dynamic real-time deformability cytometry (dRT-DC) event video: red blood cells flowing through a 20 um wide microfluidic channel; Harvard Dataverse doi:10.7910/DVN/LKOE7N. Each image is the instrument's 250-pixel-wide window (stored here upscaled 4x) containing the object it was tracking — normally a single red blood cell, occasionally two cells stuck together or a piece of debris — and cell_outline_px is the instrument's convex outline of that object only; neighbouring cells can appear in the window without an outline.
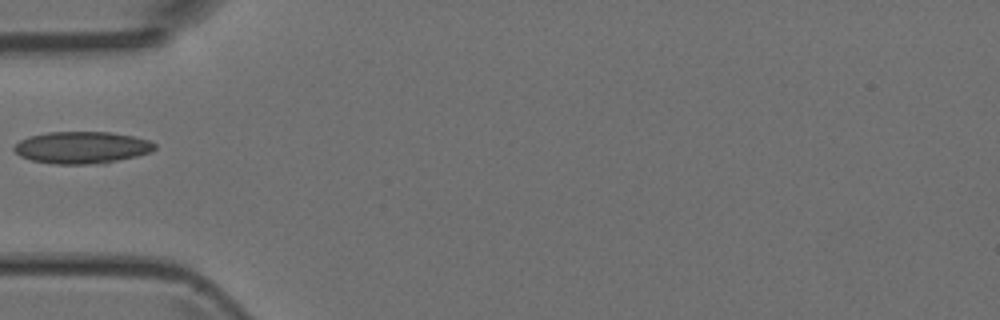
{"species": "Egyptian fruit bat (a non-hibernating species)", "species_latin": "Rousettus aegyptiacus", "temperature_condition": "room temperature", "stored_images_in_passage": 1, "camera_frame_rate_fps": 3000, "um_per_image_px": 0.085, "animal": {"sex": "female"}, "frame": {"image": 1, "passage_image": 1, "time_ms": 0.0, "image_size_px": [1000, 320], "cell_outline_px": [[156, 148], [148, 152], [136, 156], [104, 164], [56, 164], [32, 160], [20, 156], [12, 148], [20, 140], [28, 136], [48, 132], [112, 132], [132, 136], [148, 140], [156, 144]], "centroid_in_image_um": [6.95, 12.54], "position_along_channel_um": 78.1, "area_um2": 26.24}}